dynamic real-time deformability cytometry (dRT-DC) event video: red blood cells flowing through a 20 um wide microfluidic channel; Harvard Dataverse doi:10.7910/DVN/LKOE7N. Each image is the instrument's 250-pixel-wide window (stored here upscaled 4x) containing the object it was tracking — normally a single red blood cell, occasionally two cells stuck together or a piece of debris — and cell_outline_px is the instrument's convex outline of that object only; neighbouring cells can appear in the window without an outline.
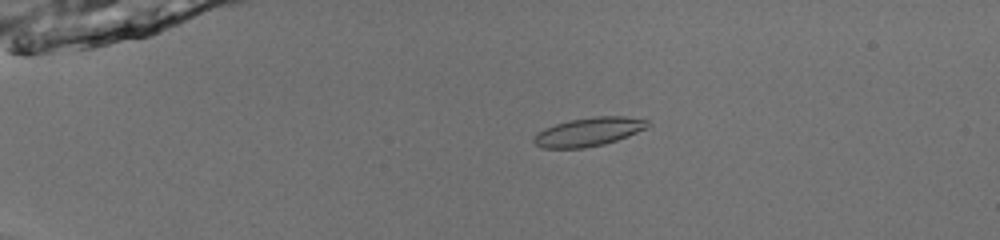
{"species": "common noctule bat (a hibernating species)", "species_latin": "Nyctalus noctula", "temperature_condition": "room temperature", "stored_images_in_passage": 53, "camera_frame_rate_fps": 3000, "um_per_image_px": 0.085, "animal": {"sex": "male", "body_mass_g": 13.0, "forearm_length_mm": 53.1}, "frame": {"image": 1, "passage_image": 14, "time_ms": 4.333, "image_size_px": [1000, 240], "cell_outline_px": [[652, 124], [648, 128], [628, 136], [604, 144], [584, 148], [540, 148], [532, 140], [532, 136], [544, 128], [556, 124], [572, 120], [596, 116], [624, 116], [648, 120]], "centroid_in_image_um": [50.05, 11.21], "position_along_channel_um": 34.9, "area_um2": 19.07}}
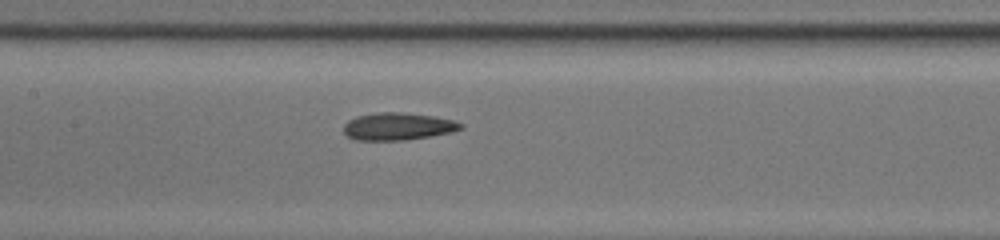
{"frame": {"image": 2, "passage_image": 29, "time_ms": 9.333, "image_size_px": [1000, 240], "cell_outline_px": [[464, 128], [452, 132], [404, 140], [356, 140], [348, 136], [344, 132], [344, 124], [348, 120], [356, 116], [380, 112], [400, 112], [432, 116], [452, 120], [464, 124]], "centroid_in_image_um": [33.81, 10.74], "position_along_channel_um": 173.6, "area_um2": 18.55}}
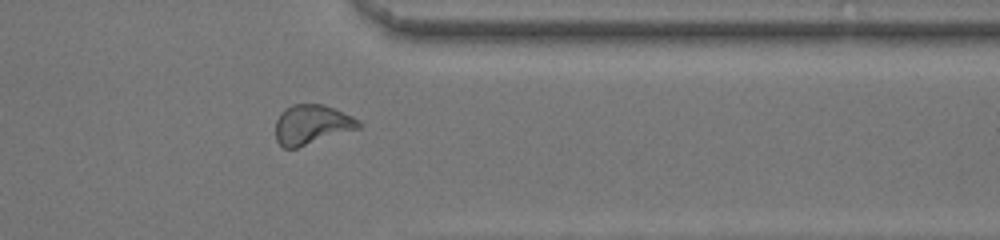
{"frame": {"image": 3, "passage_image": 45, "time_ms": 14.667, "image_size_px": [1000, 240], "cell_outline_px": [[360, 128], [296, 148], [284, 148], [276, 140], [276, 120], [284, 108], [292, 104], [320, 104], [332, 108], [352, 116], [360, 120]], "centroid_in_image_um": [26.48, 10.59], "position_along_channel_um": 384.9, "area_um2": 19.02}, "authors_computed_cell_mechanics": {"area_um2": 18.7272, "velocity_mm_per_s": 4.0029, "shape_relaxation_time_tau1_ms": 6.2795, "shape_relaxation_time_tau2_ms": 4.4683, "deformation_change_tau1": 0.1651, "deformation_change_tau2": 0.0794}}